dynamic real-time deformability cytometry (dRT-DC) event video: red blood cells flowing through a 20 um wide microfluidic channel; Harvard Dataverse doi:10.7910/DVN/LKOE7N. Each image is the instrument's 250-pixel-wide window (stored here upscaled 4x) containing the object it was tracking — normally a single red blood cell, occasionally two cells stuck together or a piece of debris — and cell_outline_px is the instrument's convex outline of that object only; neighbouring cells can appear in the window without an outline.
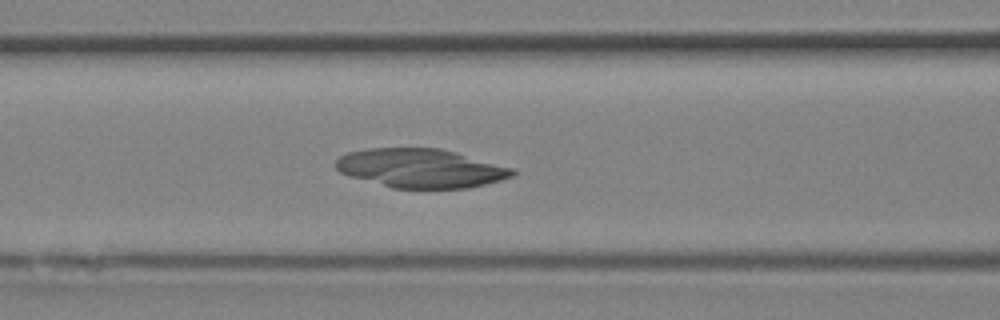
{"species": "Egyptian fruit bat (a non-hibernating species)", "species_latin": "Rousettus aegyptiacus", "temperature_condition": "room temperature", "stored_images_in_passage": 17, "camera_frame_rate_fps": 3000, "um_per_image_px": 0.085, "animal": {"sex": "female"}, "frame": {"image": 1, "passage_image": 9, "time_ms": 2.667, "image_size_px": [1000, 320], "cell_outline_px": [[516, 172], [512, 176], [500, 180], [468, 188], [392, 188], [348, 176], [340, 172], [336, 168], [336, 160], [340, 156], [348, 152], [368, 148], [440, 148], [456, 152], [516, 168]], "centroid_in_image_um": [35.77, 14.3], "position_along_channel_um": 130.8, "area_um2": 40.23}}
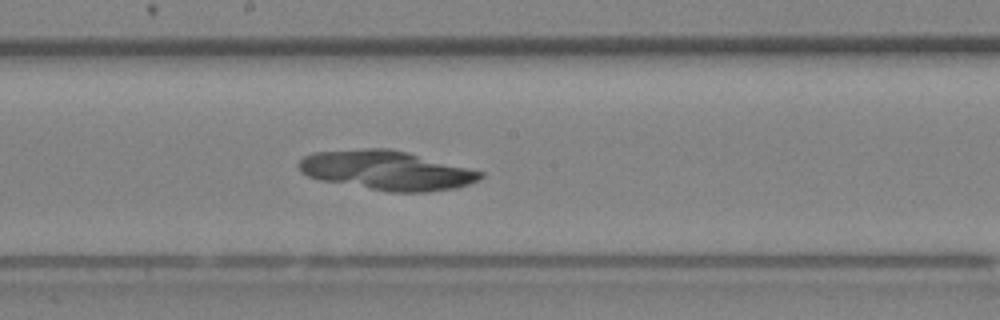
{"frame": {"image": 2, "passage_image": 13, "time_ms": 4.0, "image_size_px": [1000, 320], "cell_outline_px": [[484, 176], [480, 180], [456, 188], [428, 192], [388, 192], [320, 180], [308, 176], [300, 172], [296, 164], [304, 156], [312, 152], [364, 148], [388, 148], [408, 152], [484, 172]], "centroid_in_image_um": [32.84, 14.48], "position_along_channel_um": 215.4, "area_um2": 41.91}}
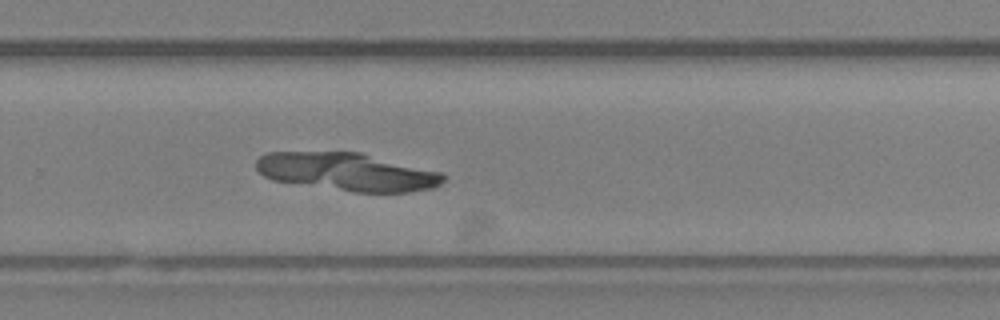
{"frame": {"image": 3, "passage_image": 17, "time_ms": 5.333, "image_size_px": [1000, 320], "cell_outline_px": [[448, 176], [436, 188], [408, 192], [352, 192], [272, 180], [264, 176], [256, 168], [256, 160], [260, 156], [268, 152], [360, 152], [444, 172]], "centroid_in_image_um": [29.57, 14.61], "position_along_channel_um": 300.2, "area_um2": 41.79}}